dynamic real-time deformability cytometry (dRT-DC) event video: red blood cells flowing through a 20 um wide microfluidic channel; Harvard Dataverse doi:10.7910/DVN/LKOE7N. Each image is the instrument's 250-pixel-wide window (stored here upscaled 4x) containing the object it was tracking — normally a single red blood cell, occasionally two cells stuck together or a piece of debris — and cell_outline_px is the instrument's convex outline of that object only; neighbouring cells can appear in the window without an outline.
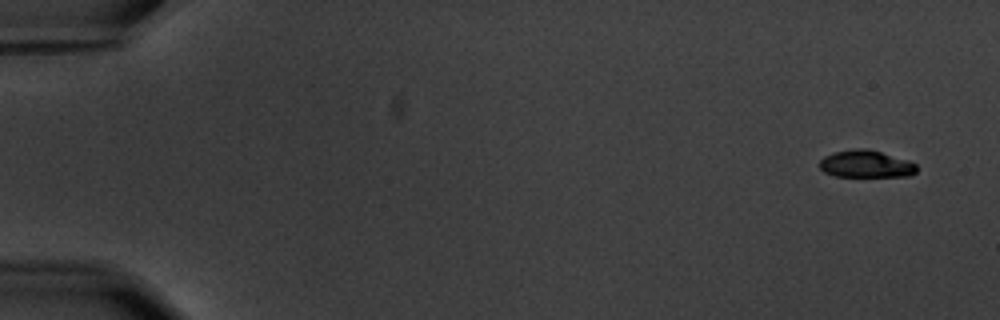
{"species": "common noctule bat (a hibernating species)", "species_latin": "Nyctalus noctula", "temperature_condition": "warm", "stored_images_in_passage": 5, "camera_frame_rate_fps": 3000, "um_per_image_px": 0.085, "animal": {"sex": "male", "body_mass_g": 20.1, "forearm_length_mm": 53.5}, "frame": {"image": 1, "passage_image": 1, "time_ms": 0.0, "image_size_px": [1000, 320], "cell_outline_px": [[916, 172], [908, 176], [836, 176], [824, 172], [820, 168], [820, 160], [824, 156], [836, 152], [856, 148], [868, 148], [908, 160], [916, 164]], "centroid_in_image_um": [73.61, 13.93], "position_along_channel_um": 11.4, "area_um2": 15.32}}
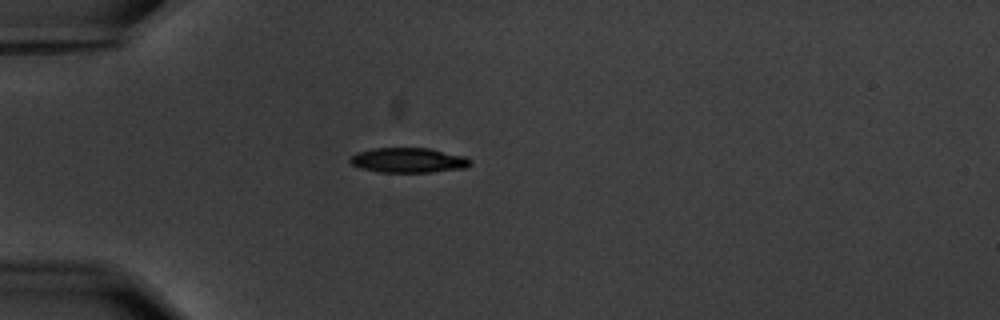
{"frame": {"image": 2, "passage_image": 5, "time_ms": 4.667, "image_size_px": [1000, 320], "cell_outline_px": [[472, 164], [464, 168], [432, 172], [380, 172], [360, 168], [352, 164], [348, 160], [356, 152], [372, 148], [428, 148], [464, 156], [472, 160]], "centroid_in_image_um": [34.7, 13.62], "position_along_channel_um": 50.3, "area_um2": 17.46}}